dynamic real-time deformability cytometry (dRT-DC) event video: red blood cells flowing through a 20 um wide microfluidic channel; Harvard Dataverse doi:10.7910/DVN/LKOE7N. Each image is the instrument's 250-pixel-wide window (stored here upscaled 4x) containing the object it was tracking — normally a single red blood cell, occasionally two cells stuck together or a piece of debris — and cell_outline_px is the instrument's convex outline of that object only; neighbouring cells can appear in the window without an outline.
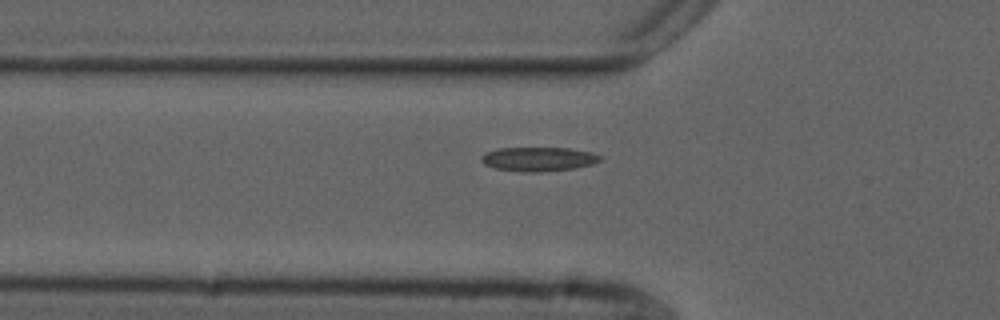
{"species": "common noctule bat (a hibernating species)", "species_latin": "Nyctalus noctula", "temperature_condition": "cold", "stored_images_in_passage": 36, "camera_frame_rate_fps": 3000, "um_per_image_px": 0.085, "animal": {"sex": "male", "forearm_length_mm": 52.5}, "frame": {"image": 1, "passage_image": 5, "time_ms": 1.333, "image_size_px": [1000, 320], "cell_outline_px": [[604, 156], [600, 160], [592, 164], [576, 168], [540, 172], [524, 172], [496, 168], [484, 164], [480, 160], [480, 156], [484, 152], [496, 148], [568, 148], [592, 152]], "centroid_in_image_um": [45.76, 13.51], "position_along_channel_um": 80.0, "area_um2": 16.88}}
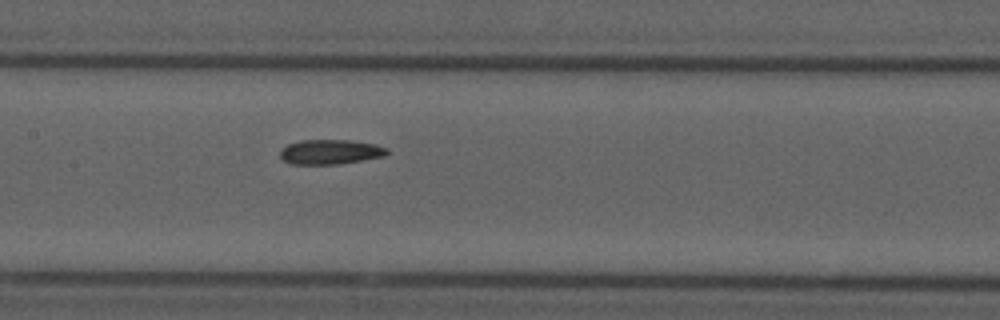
{"frame": {"image": 2, "passage_image": 13, "time_ms": 4.0, "image_size_px": [1000, 320], "cell_outline_px": [[388, 152], [384, 156], [340, 164], [292, 164], [280, 160], [280, 152], [288, 144], [300, 140], [348, 140], [376, 144], [388, 148]], "centroid_in_image_um": [28.06, 12.91], "position_along_channel_um": 179.3, "area_um2": 15.43}}
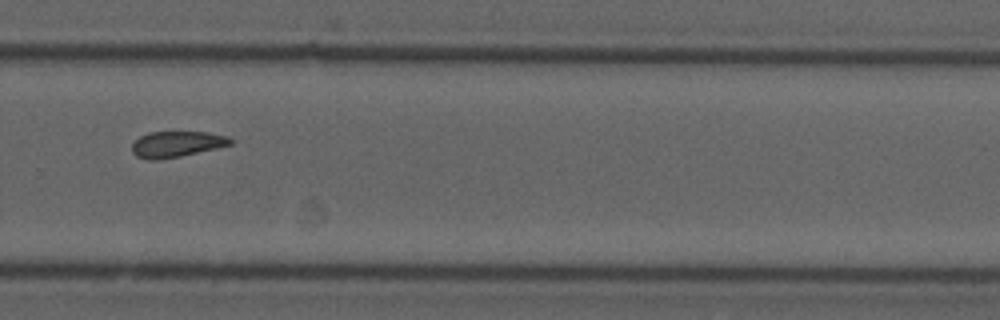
{"frame": {"image": 3, "passage_image": 24, "time_ms": 7.667, "image_size_px": [1000, 320], "cell_outline_px": [[232, 144], [216, 148], [180, 156], [156, 160], [148, 160], [136, 156], [132, 152], [132, 144], [140, 136], [148, 132], [208, 132], [228, 136], [232, 140]], "centroid_in_image_um": [15.0, 12.25], "position_along_channel_um": 314.8, "area_um2": 14.8}}